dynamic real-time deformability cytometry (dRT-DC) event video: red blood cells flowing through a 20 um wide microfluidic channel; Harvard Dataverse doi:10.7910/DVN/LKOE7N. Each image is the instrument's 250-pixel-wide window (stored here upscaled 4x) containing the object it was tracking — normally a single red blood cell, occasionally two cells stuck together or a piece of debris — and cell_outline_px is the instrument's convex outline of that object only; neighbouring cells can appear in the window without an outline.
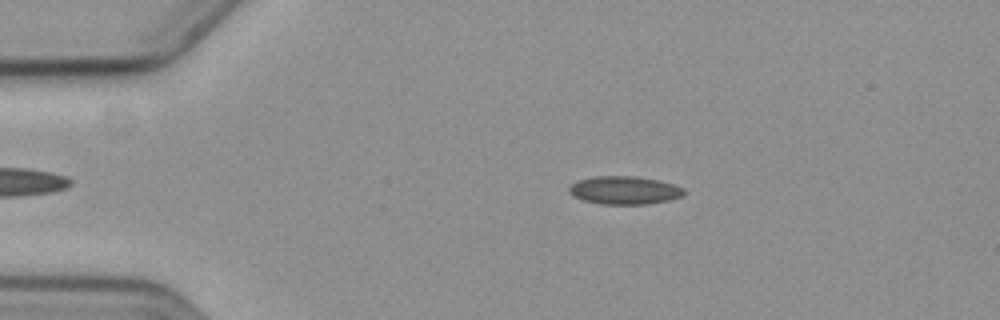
{"species": "common noctule bat (a hibernating species)", "species_latin": "Nyctalus noctula", "temperature_condition": "cold", "stored_images_in_passage": 48, "camera_frame_rate_fps": 3000, "um_per_image_px": 0.085, "animal": {"sex": "female", "body_mass_g": 19.3, "forearm_length_mm": 54.1}, "frame": {"image": 1, "passage_image": 6, "time_ms": 1.667, "image_size_px": [1000, 320], "cell_outline_px": [[684, 192], [680, 196], [668, 200], [644, 204], [600, 204], [584, 200], [568, 192], [568, 188], [572, 184], [580, 180], [596, 176], [636, 176], [656, 180], [672, 184], [684, 188]], "centroid_in_image_um": [53.06, 16.17], "position_along_channel_um": 31.9, "area_um2": 18.44}}
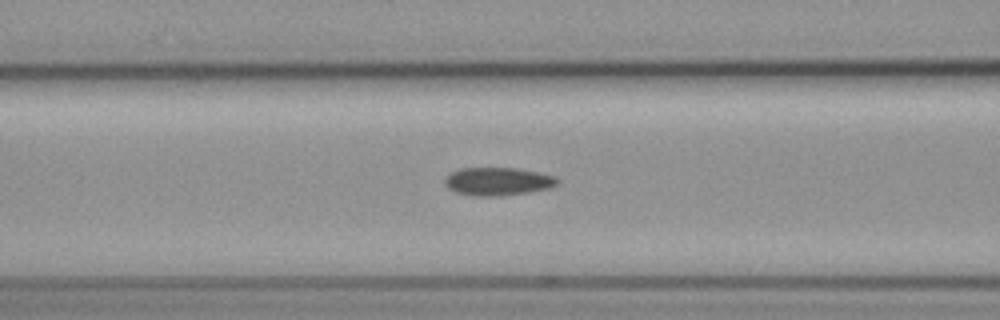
{"frame": {"image": 2, "passage_image": 18, "time_ms": 5.667, "image_size_px": [1000, 320], "cell_outline_px": [[560, 180], [556, 184], [548, 188], [528, 192], [500, 196], [472, 196], [456, 192], [448, 188], [444, 184], [444, 180], [452, 172], [460, 168], [516, 168], [556, 176]], "centroid_in_image_um": [42.3, 15.42], "position_along_channel_um": 124.3, "area_um2": 18.32}}
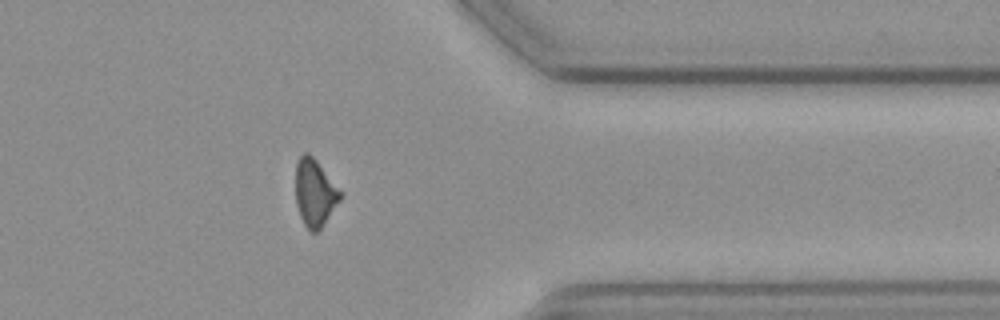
{"frame": {"image": 3, "passage_image": 41, "time_ms": 13.333, "image_size_px": [1000, 320], "cell_outline_px": [[344, 192], [340, 200], [320, 228], [316, 232], [312, 232], [304, 224], [300, 216], [296, 204], [296, 160], [304, 152], [308, 152], [316, 160]], "centroid_in_image_um": [26.77, 16.34], "position_along_channel_um": 384.6, "area_um2": 17.51}, "authors_computed_cell_mechanics": {"area_um2": 18.1203, "velocity_mm_per_s": 3.5779, "shape_relaxation_time_tau1_ms": 4.9251, "shape_relaxation_time_tau2_ms": 9.3517, "deformation_change_tau1": 0.1208, "deformation_change_tau2": 0.1736}}